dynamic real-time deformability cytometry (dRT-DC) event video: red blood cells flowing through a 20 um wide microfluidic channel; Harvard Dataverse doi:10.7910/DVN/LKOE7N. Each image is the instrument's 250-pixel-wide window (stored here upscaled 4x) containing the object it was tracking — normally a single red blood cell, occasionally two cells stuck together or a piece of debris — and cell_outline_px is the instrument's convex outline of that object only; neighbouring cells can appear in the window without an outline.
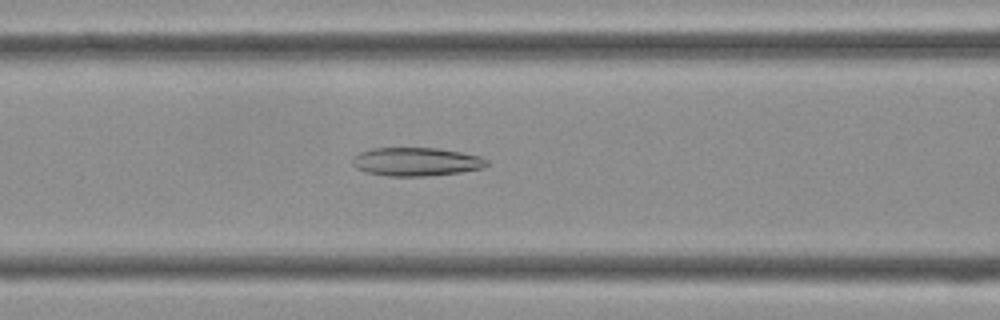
{"species": "Egyptian fruit bat (a non-hibernating species)", "species_latin": "Rousettus aegyptiacus", "temperature_condition": "cold", "stored_images_in_passage": 42, "camera_frame_rate_fps": 3000, "um_per_image_px": 0.085, "frame": {"image": 1, "passage_image": 17, "time_ms": 5.333, "image_size_px": [1000, 320], "cell_outline_px": [[488, 164], [484, 168], [460, 172], [428, 176], [388, 176], [364, 172], [356, 168], [352, 164], [352, 160], [360, 152], [372, 148], [436, 148], [460, 152], [480, 156], [488, 160]], "centroid_in_image_um": [35.38, 13.75], "position_along_channel_um": 131.2, "area_um2": 22.31}}
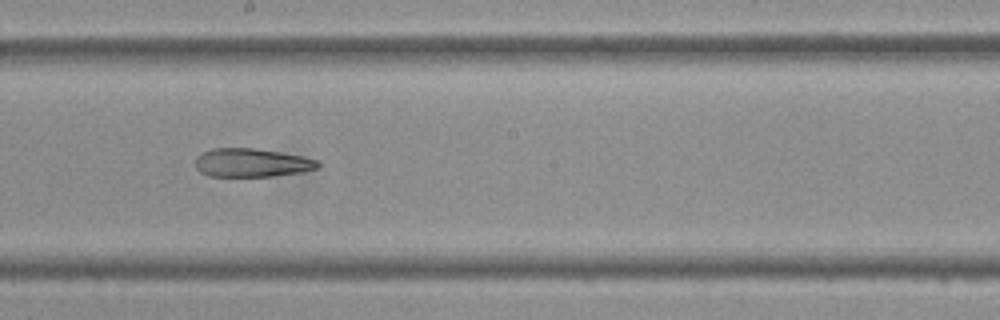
{"frame": {"image": 2, "passage_image": 23, "time_ms": 7.333, "image_size_px": [1000, 320], "cell_outline_px": [[320, 168], [300, 172], [272, 176], [208, 176], [200, 172], [196, 168], [196, 156], [200, 152], [212, 148], [256, 148], [304, 156], [316, 160], [320, 164]], "centroid_in_image_um": [21.37, 13.82], "position_along_channel_um": 226.8, "area_um2": 20.52}}
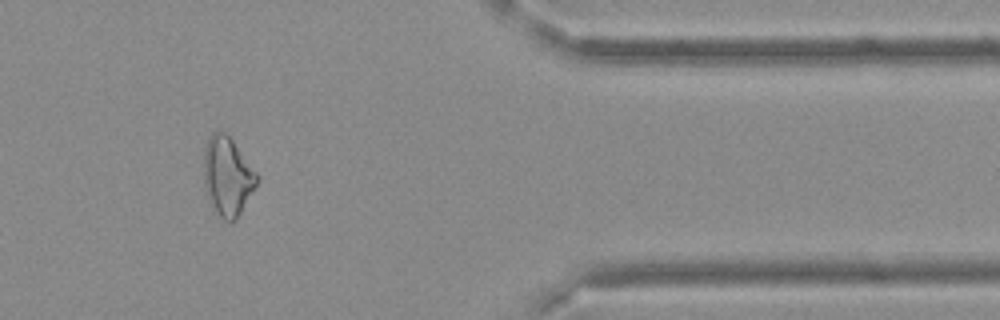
{"frame": {"image": 3, "passage_image": 35, "time_ms": 11.333, "image_size_px": [1000, 320], "cell_outline_px": [[260, 180], [236, 220], [224, 220], [212, 208], [208, 200], [204, 184], [204, 148], [212, 132], [216, 128], [224, 132], [232, 140], [260, 176]], "centroid_in_image_um": [19.34, 14.97], "position_along_channel_um": 392.1, "area_um2": 24.57}}